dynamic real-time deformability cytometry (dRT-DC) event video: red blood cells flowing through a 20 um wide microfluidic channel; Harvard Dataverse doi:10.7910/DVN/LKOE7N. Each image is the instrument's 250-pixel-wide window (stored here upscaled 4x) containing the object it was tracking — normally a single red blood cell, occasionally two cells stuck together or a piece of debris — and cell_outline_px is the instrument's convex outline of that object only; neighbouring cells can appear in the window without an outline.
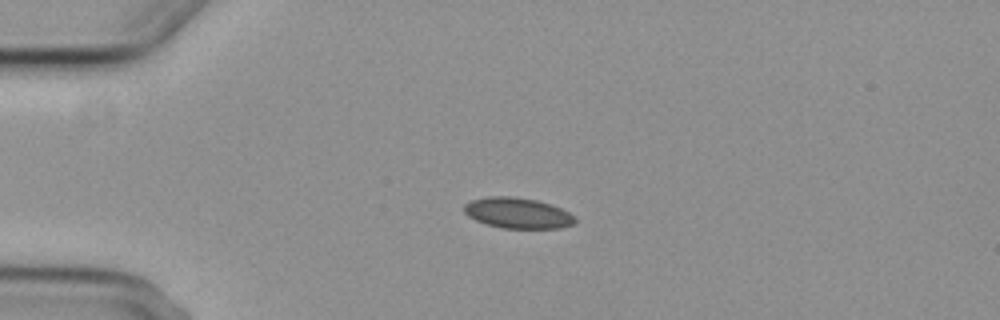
{"species": "common noctule bat (a hibernating species)", "species_latin": "Nyctalus noctula", "temperature_condition": "cold", "stored_images_in_passage": 6, "camera_frame_rate_fps": 3000, "um_per_image_px": 0.085, "animal": {"sex": "female", "body_mass_g": 29.2, "forearm_length_mm": 56.3}, "frame": {"image": 1, "passage_image": 5, "time_ms": 4.667, "image_size_px": [1000, 320], "cell_outline_px": [[576, 220], [572, 224], [560, 228], [500, 228], [476, 220], [468, 216], [464, 212], [464, 204], [472, 200], [488, 196], [516, 196], [536, 200], [560, 208], [576, 216]], "centroid_in_image_um": [43.99, 18.1], "position_along_channel_um": 41.0, "area_um2": 19.77}}